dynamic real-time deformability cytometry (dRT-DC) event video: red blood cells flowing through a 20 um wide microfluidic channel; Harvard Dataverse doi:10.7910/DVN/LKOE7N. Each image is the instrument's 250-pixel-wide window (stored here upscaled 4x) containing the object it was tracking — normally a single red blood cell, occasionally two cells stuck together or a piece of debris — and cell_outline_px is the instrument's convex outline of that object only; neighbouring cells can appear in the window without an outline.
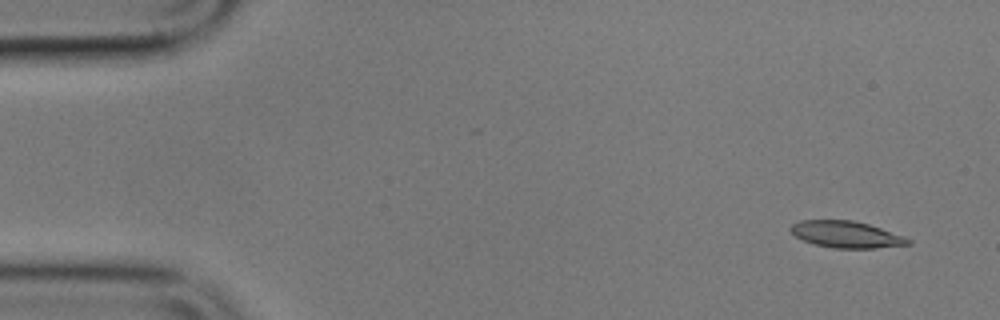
{"species": "common noctule bat (a hibernating species)", "species_latin": "Nyctalus noctula", "temperature_condition": "cold", "stored_images_in_passage": 5, "camera_frame_rate_fps": 3000, "um_per_image_px": 0.085, "animal": {"sex": "male", "body_mass_g": 17.9}, "frame": {"image": 1, "passage_image": 1, "time_ms": 0.0, "image_size_px": [1000, 320], "cell_outline_px": [[912, 244], [876, 248], [832, 248], [812, 244], [796, 236], [788, 228], [792, 224], [800, 220], [852, 220], [868, 224], [904, 236], [912, 240]], "centroid_in_image_um": [71.93, 19.93], "position_along_channel_um": 13.1, "area_um2": 18.26}}
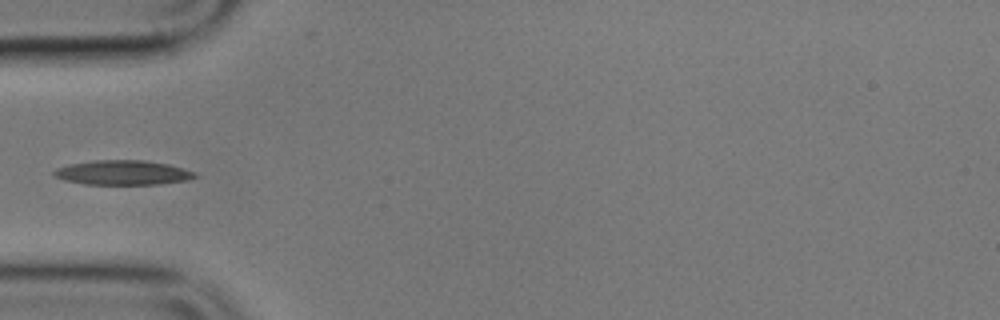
{"frame": {"image": 2, "passage_image": 5, "time_ms": 5.0, "image_size_px": [1000, 320], "cell_outline_px": [[200, 176], [188, 180], [160, 184], [84, 184], [64, 180], [52, 176], [52, 172], [56, 168], [68, 164], [92, 160], [144, 160], [168, 164], [196, 172]], "centroid_in_image_um": [10.42, 14.67], "position_along_channel_um": 74.6, "area_um2": 20.4}}